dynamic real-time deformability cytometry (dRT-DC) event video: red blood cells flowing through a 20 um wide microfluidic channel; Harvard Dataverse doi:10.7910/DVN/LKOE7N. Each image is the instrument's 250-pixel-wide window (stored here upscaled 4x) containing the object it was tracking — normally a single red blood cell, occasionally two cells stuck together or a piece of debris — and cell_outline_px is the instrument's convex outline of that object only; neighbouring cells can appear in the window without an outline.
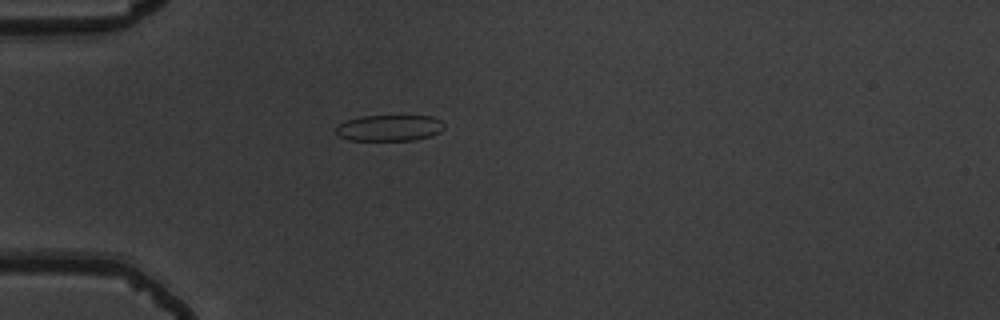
{"species": "common noctule bat (a hibernating species)", "species_latin": "Nyctalus noctula", "temperature_condition": "warm", "stored_images_in_passage": 41, "camera_frame_rate_fps": 3000, "um_per_image_px": 0.085, "animal": {"sex": "male", "body_mass_g": 19.5, "forearm_length_mm": 54.6}, "frame": {"image": 1, "passage_image": 3, "time_ms": 0.667, "image_size_px": [1000, 320], "cell_outline_px": [[444, 128], [440, 132], [416, 140], [348, 140], [340, 136], [336, 132], [336, 124], [344, 120], [360, 116], [432, 116], [440, 120], [444, 124]], "centroid_in_image_um": [33.06, 10.86], "position_along_channel_um": 51.9, "area_um2": 16.59}}
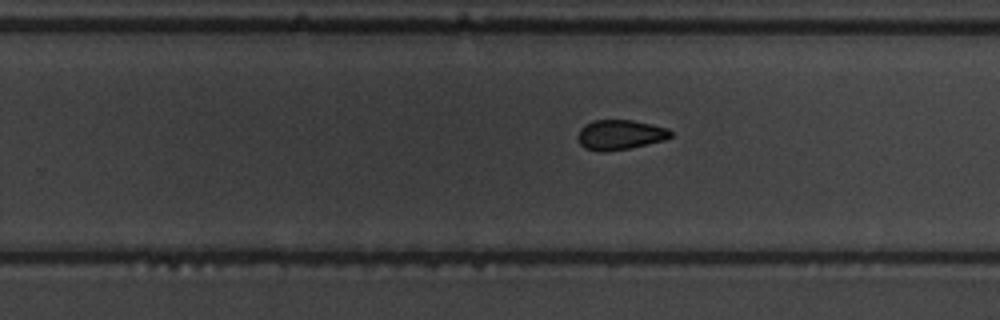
{"frame": {"image": 2, "passage_image": 22, "time_ms": 7.0, "image_size_px": [1000, 320], "cell_outline_px": [[672, 136], [664, 140], [628, 148], [600, 152], [584, 148], [580, 144], [576, 136], [580, 128], [584, 124], [592, 120], [632, 120], [652, 124], [668, 128], [672, 132]], "centroid_in_image_um": [52.66, 11.44], "position_along_channel_um": 277.1, "area_um2": 16.24}}
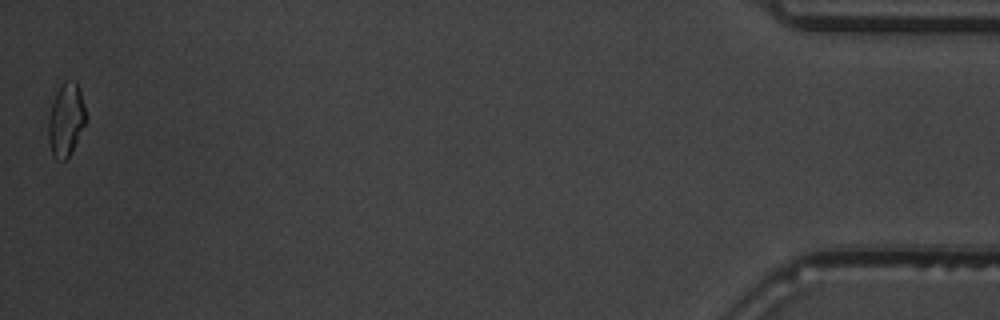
{"frame": {"image": 3, "passage_image": 41, "time_ms": 13.333, "image_size_px": [1000, 320], "cell_outline_px": [[88, 120], [68, 156], [64, 160], [56, 160], [52, 156], [48, 140], [48, 116], [52, 100], [60, 84], [64, 80], [76, 80], [80, 92]], "centroid_in_image_um": [5.59, 10.15], "position_along_channel_um": 429.6, "area_um2": 16.24}, "authors_computed_cell_mechanics": {"area_um2": 16.5886, "velocity_mm_per_s": 3.7738, "shape_relaxation_time_tau1_ms": 3.9503, "shape_relaxation_time_tau2_ms": 3.8381, "deformation_change_tau1": 0.1162, "deformation_change_tau2": 0.0808}}